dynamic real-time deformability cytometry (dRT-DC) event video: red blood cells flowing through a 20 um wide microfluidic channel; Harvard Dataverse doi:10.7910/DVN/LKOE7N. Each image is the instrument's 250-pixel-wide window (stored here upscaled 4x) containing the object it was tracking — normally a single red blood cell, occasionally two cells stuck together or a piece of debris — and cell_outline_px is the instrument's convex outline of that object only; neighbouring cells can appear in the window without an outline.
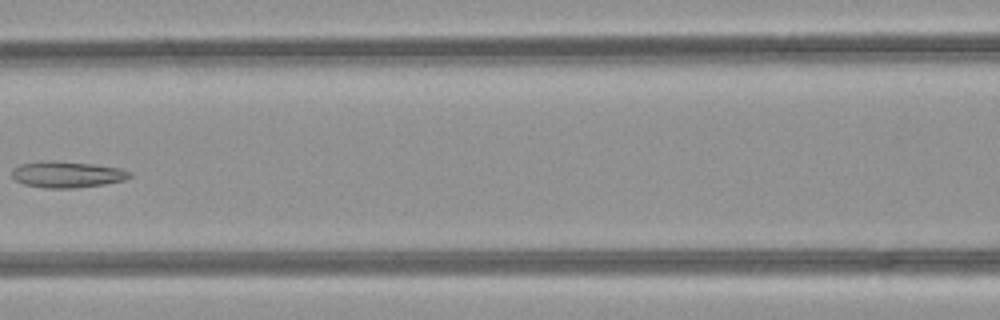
{"species": "common noctule bat (a hibernating species)", "species_latin": "Nyctalus noctula", "temperature_condition": "room temperature", "stored_images_in_passage": 6, "camera_frame_rate_fps": 3000, "um_per_image_px": 0.085, "animal": {"sex": "female", "body_mass_g": 21.9}, "frame": {"image": 1, "passage_image": 6, "time_ms": 1.667, "image_size_px": [1000, 320], "cell_outline_px": [[132, 176], [124, 180], [104, 184], [76, 188], [44, 188], [24, 184], [16, 180], [12, 176], [12, 172], [20, 164], [44, 160], [92, 164], [120, 168], [132, 172]], "centroid_in_image_um": [5.72, 14.83], "position_along_channel_um": 160.9, "area_um2": 17.92}}